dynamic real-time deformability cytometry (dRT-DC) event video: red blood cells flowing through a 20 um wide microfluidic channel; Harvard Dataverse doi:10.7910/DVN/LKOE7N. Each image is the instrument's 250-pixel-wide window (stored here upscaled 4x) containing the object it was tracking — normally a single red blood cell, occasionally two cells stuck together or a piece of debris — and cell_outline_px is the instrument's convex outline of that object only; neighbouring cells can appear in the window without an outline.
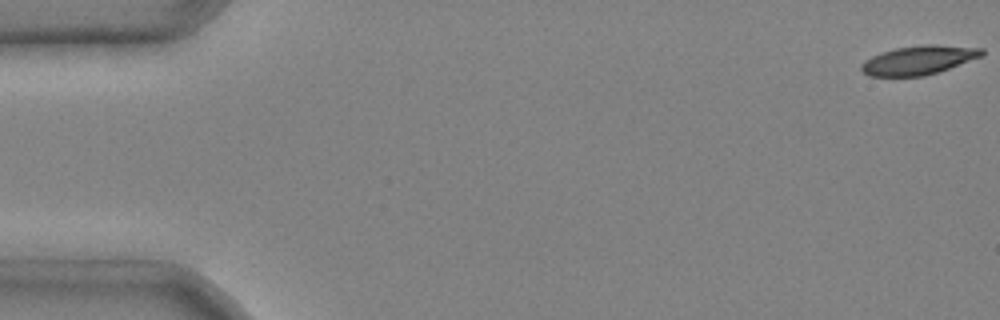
{"species": "common noctule bat (a hibernating species)", "species_latin": "Nyctalus noctula", "temperature_condition": "cold", "stored_images_in_passage": 6, "camera_frame_rate_fps": 3000, "um_per_image_px": 0.085, "animal": {"sex": "male", "body_mass_g": 20.4}, "frame": {"image": 1, "passage_image": 1, "time_ms": 0.0, "image_size_px": [1000, 320], "cell_outline_px": [[984, 56], [924, 76], [868, 76], [860, 68], [860, 64], [864, 60], [880, 52], [896, 48], [924, 44], [936, 44], [984, 48]], "centroid_in_image_um": [78.09, 5.09], "position_along_channel_um": 6.9, "area_um2": 20.4}}
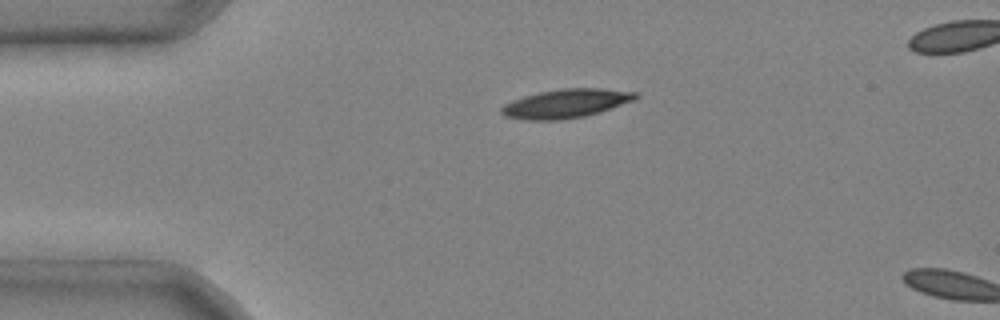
{"frame": {"image": 2, "passage_image": 4, "time_ms": 1.0, "image_size_px": [1000, 320], "cell_outline_px": [[640, 96], [636, 100], [600, 112], [584, 116], [560, 120], [528, 120], [504, 116], [500, 112], [500, 108], [504, 104], [512, 100], [524, 96], [540, 92], [564, 88], [600, 88], [640, 92]], "centroid_in_image_um": [48.15, 8.79], "position_along_channel_um": 36.9, "area_um2": 22.72}}
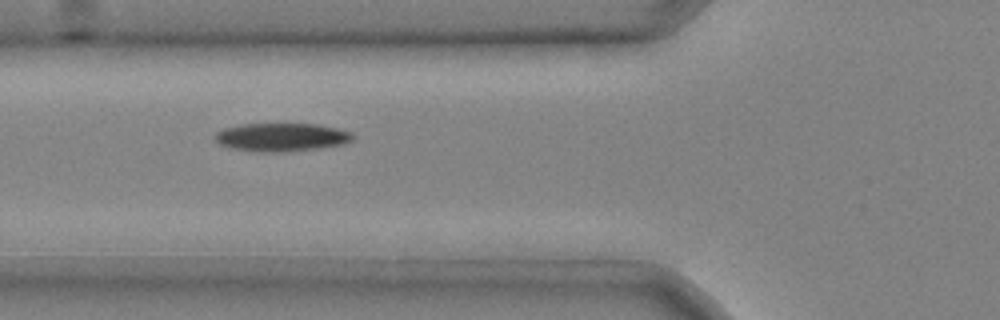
{"frame": {"image": 3, "passage_image": 6, "time_ms": 1.667, "image_size_px": [1000, 320], "cell_outline_px": [[356, 136], [352, 140], [340, 144], [316, 148], [284, 152], [260, 152], [228, 148], [220, 144], [216, 140], [216, 132], [224, 128], [240, 124], [316, 124], [336, 128], [352, 132]], "centroid_in_image_um": [23.91, 11.66], "position_along_channel_um": 101.9, "area_um2": 22.6}}